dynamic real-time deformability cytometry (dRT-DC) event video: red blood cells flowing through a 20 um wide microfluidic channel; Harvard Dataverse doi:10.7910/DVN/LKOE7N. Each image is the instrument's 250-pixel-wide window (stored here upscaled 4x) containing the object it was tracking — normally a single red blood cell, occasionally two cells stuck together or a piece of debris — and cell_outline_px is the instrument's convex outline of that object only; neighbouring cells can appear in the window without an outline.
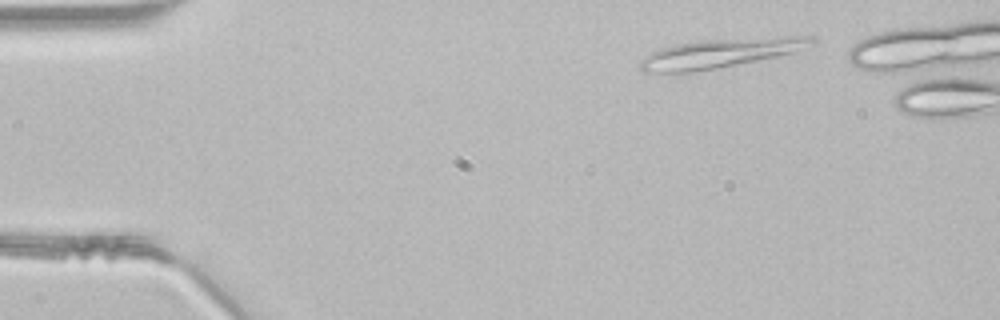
{"species": "common noctule bat (a hibernating species)", "species_latin": "Nyctalus noctula", "temperature_condition": "room temperature", "stored_images_in_passage": 39, "camera_frame_rate_fps": 3000, "um_per_image_px": 0.085, "animal": {"sex": "male", "body_mass_g": 21.5, "forearm_length_mm": 52.0}, "frame": {"image": 1, "passage_image": 4, "time_ms": 1.0, "image_size_px": [1000, 320], "cell_outline_px": [[816, 44], [792, 52], [776, 56], [716, 68], [692, 72], [640, 72], [640, 60], [644, 56], [660, 48], [680, 44], [708, 40], [784, 36], [812, 36], [816, 40]], "centroid_in_image_um": [61.23, 4.52], "position_along_channel_um": 23.8, "area_um2": 28.55}}
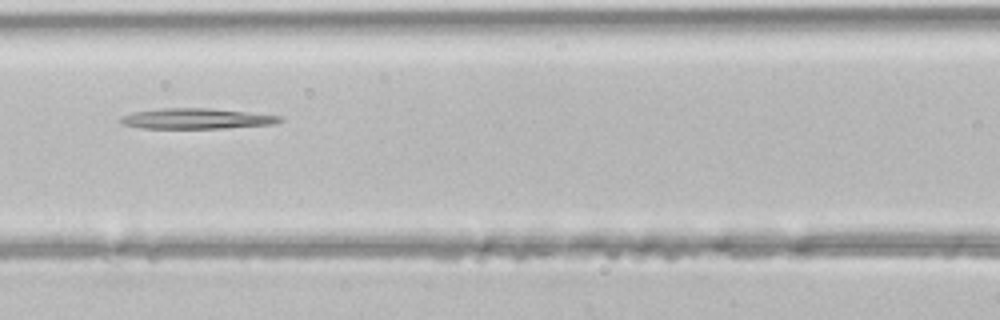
{"frame": {"image": 2, "passage_image": 18, "time_ms": 5.667, "image_size_px": [1000, 320], "cell_outline_px": [[284, 120], [276, 124], [224, 128], [140, 128], [120, 124], [116, 120], [120, 116], [132, 112], [164, 108], [208, 108], [284, 116]], "centroid_in_image_um": [16.66, 10.09], "position_along_channel_um": 149.9, "area_um2": 19.25}}
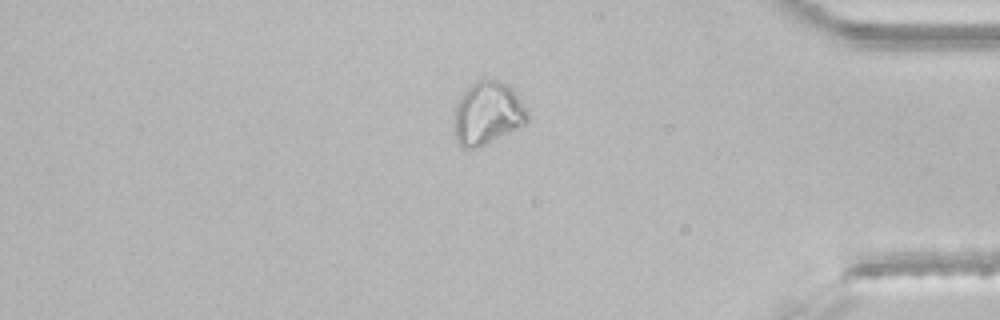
{"frame": {"image": 3, "passage_image": 37, "time_ms": 12.0, "image_size_px": [1000, 320], "cell_outline_px": [[528, 120], [524, 124], [484, 144], [472, 148], [464, 148], [456, 140], [456, 100], [476, 80], [496, 80], [508, 84], [512, 88], [528, 108]], "centroid_in_image_um": [41.47, 9.59], "position_along_channel_um": 393.7, "area_um2": 26.3}}